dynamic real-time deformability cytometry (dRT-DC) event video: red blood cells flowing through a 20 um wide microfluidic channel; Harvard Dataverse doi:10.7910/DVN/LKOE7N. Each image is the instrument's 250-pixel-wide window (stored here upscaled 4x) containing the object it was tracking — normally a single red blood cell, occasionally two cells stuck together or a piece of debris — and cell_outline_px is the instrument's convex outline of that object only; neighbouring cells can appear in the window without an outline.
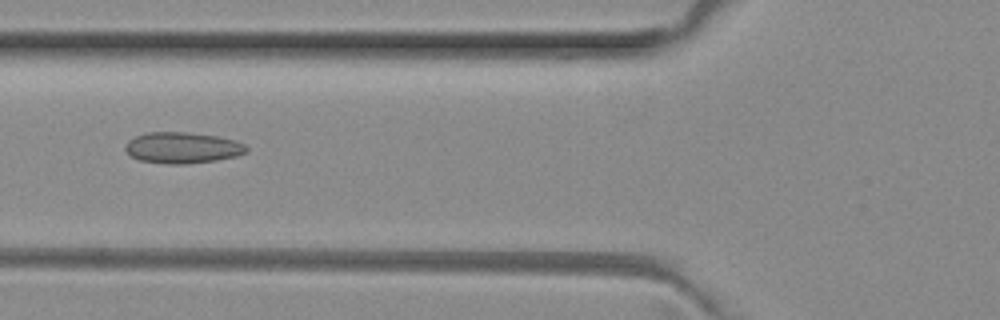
{"species": "common noctule bat (a hibernating species)", "species_latin": "Nyctalus noctula", "temperature_condition": "room temperature", "stored_images_in_passage": 4, "camera_frame_rate_fps": 3000, "um_per_image_px": 0.085, "animal": {"sex": "female", "body_mass_g": 29.2, "forearm_length_mm": 56.3}, "frame": {"image": 1, "passage_image": 3, "time_ms": 0.667, "image_size_px": [1000, 320], "cell_outline_px": [[248, 152], [236, 156], [216, 160], [184, 164], [164, 164], [140, 160], [132, 156], [124, 148], [128, 140], [136, 136], [148, 132], [188, 132], [216, 136], [236, 140], [244, 144], [248, 148]], "centroid_in_image_um": [15.52, 12.56], "position_along_channel_um": 110.3, "area_um2": 21.96}}
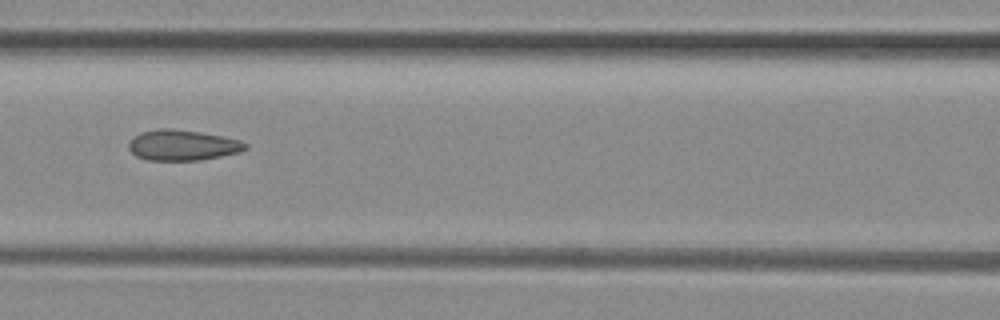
{"frame": {"image": 2, "passage_image": 4, "time_ms": 1.0, "image_size_px": [1000, 320], "cell_outline_px": [[248, 148], [240, 152], [200, 160], [148, 160], [136, 156], [128, 148], [128, 140], [140, 132], [156, 128], [172, 128], [200, 132], [224, 136], [240, 140], [248, 144]], "centroid_in_image_um": [15.5, 12.32], "position_along_channel_um": 151.1, "area_um2": 21.04}}